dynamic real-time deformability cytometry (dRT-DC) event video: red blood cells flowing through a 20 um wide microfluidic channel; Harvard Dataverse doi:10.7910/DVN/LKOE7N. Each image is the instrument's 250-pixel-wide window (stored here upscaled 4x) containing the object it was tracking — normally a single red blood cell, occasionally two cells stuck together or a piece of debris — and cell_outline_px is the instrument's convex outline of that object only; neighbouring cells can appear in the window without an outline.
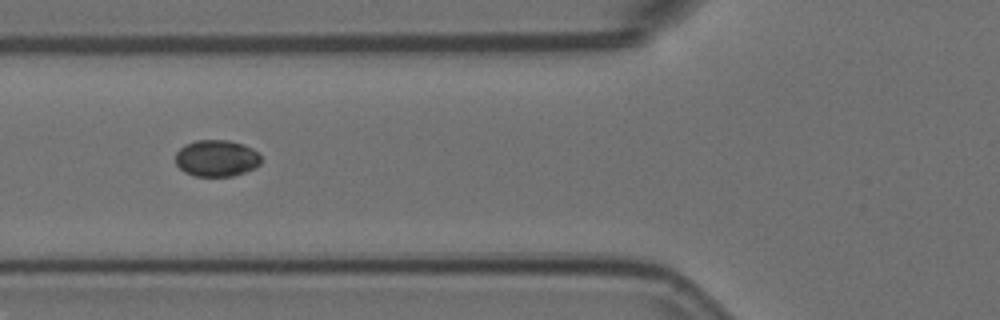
{"species": "Egyptian fruit bat (a non-hibernating species)", "species_latin": "Rousettus aegyptiacus", "temperature_condition": "room temperature", "stored_images_in_passage": 10, "segment_of_instrument_passage": [2, 2], "camera_frame_rate_fps": 3000, "um_per_image_px": 0.085, "animal": {"sex": "female"}, "frame": {"image": 1, "passage_image": 5, "time_ms": 1.333, "image_size_px": [1000, 320], "cell_outline_px": [[260, 164], [256, 168], [232, 176], [192, 176], [184, 172], [176, 164], [176, 152], [184, 144], [196, 140], [228, 140], [244, 144], [252, 148], [260, 156]], "centroid_in_image_um": [18.39, 13.45], "position_along_channel_um": 107.4, "area_um2": 18.38}}
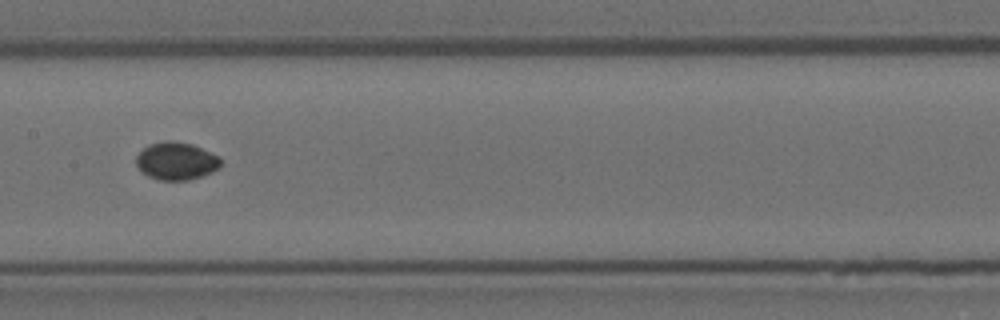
{"frame": {"image": 2, "passage_image": 7, "time_ms": 2.0, "image_size_px": [1000, 320], "cell_outline_px": [[220, 168], [212, 172], [188, 180], [156, 180], [148, 176], [136, 164], [136, 156], [148, 144], [164, 140], [172, 140], [192, 144], [220, 156]], "centroid_in_image_um": [14.99, 13.67], "position_along_channel_um": 192.4, "area_um2": 18.61}}
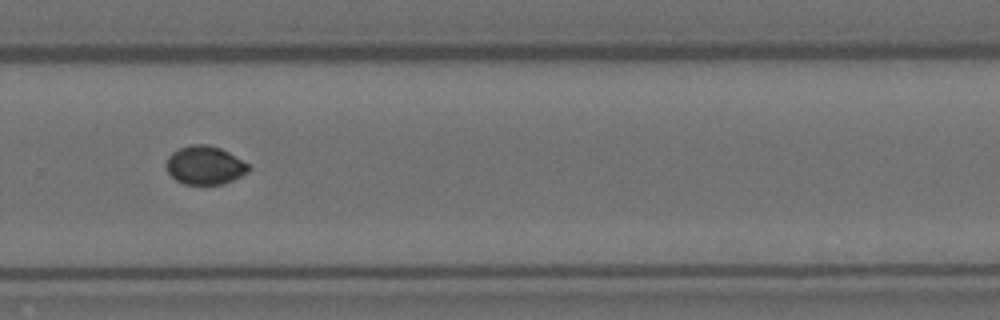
{"frame": {"image": 3, "passage_image": 10, "time_ms": 3.0, "image_size_px": [1000, 320], "cell_outline_px": [[252, 168], [248, 172], [224, 184], [184, 184], [176, 180], [168, 172], [168, 156], [172, 152], [180, 148], [192, 144], [208, 144], [220, 148], [228, 152], [248, 164]], "centroid_in_image_um": [17.44, 14.04], "position_along_channel_um": 312.4, "area_um2": 18.26}}